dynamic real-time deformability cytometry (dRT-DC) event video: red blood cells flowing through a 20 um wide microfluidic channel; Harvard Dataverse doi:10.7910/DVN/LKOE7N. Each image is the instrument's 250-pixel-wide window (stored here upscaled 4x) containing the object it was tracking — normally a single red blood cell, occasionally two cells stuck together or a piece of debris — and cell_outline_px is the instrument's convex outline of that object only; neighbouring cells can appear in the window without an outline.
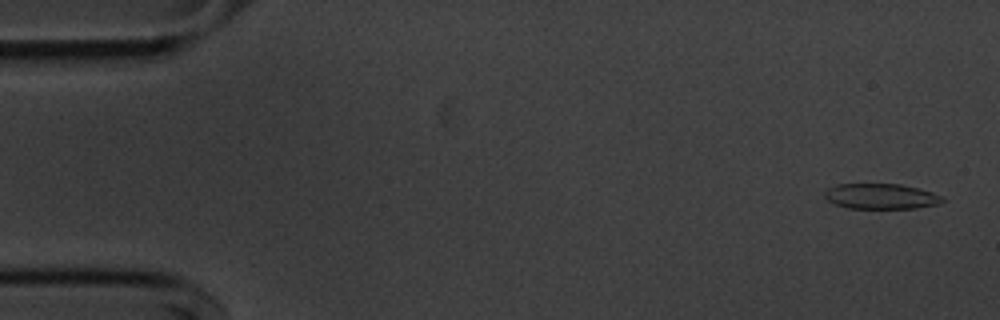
{"species": "common noctule bat (a hibernating species)", "species_latin": "Nyctalus noctula", "temperature_condition": "cold", "stored_images_in_passage": 54, "camera_frame_rate_fps": 3000, "um_per_image_px": 0.085, "animal": {"sex": "male", "body_mass_g": 20.1, "forearm_length_mm": 53.5}, "frame": {"image": 1, "passage_image": 2, "time_ms": 0.333, "image_size_px": [1000, 320], "cell_outline_px": [[944, 200], [940, 204], [916, 208], [848, 208], [836, 204], [828, 200], [824, 196], [824, 192], [828, 188], [836, 184], [900, 184], [932, 192], [940, 196]], "centroid_in_image_um": [74.86, 16.69], "position_along_channel_um": 10.1, "area_um2": 17.28}}
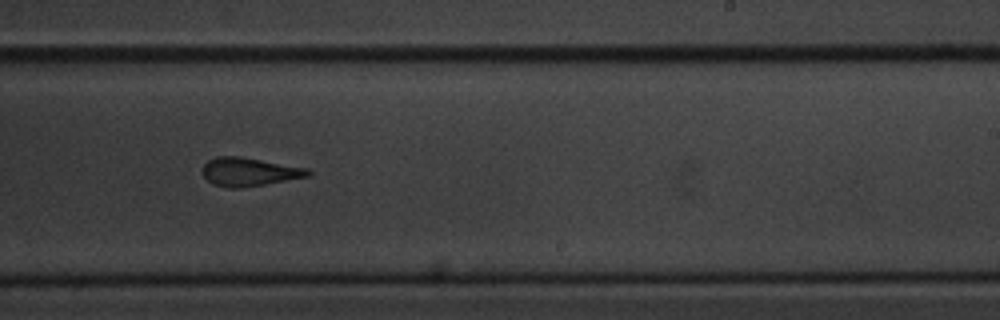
{"frame": {"image": 2, "passage_image": 33, "time_ms": 10.667, "image_size_px": [1000, 320], "cell_outline_px": [[312, 172], [308, 176], [264, 184], [240, 188], [228, 188], [212, 184], [200, 172], [200, 168], [208, 160], [216, 156], [240, 156], [308, 168]], "centroid_in_image_um": [21.12, 14.6], "position_along_channel_um": 267.9, "area_um2": 17.57}}
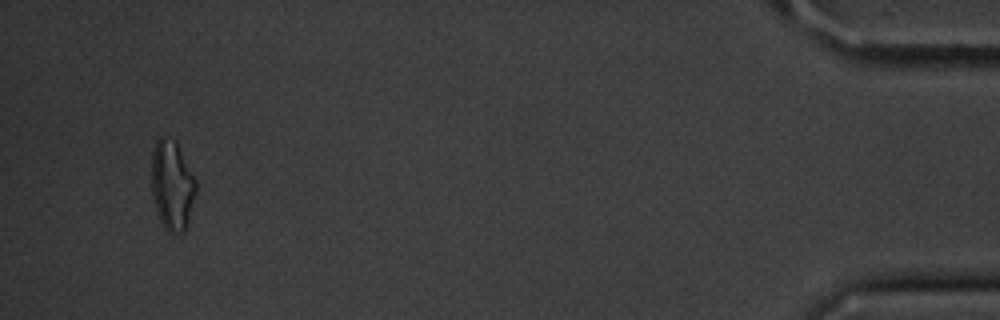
{"frame": {"image": 3, "passage_image": 52, "time_ms": 17.0, "image_size_px": [1000, 320], "cell_outline_px": [[196, 192], [188, 220], [184, 232], [172, 236], [164, 228], [160, 220], [152, 196], [152, 152], [156, 140], [160, 136], [164, 136], [176, 140], [196, 180]], "centroid_in_image_um": [14.63, 15.75], "position_along_channel_um": 420.6, "area_um2": 23.41}, "authors_computed_cell_mechanics": {"area_um2": 18.3226, "velocity_mm_per_s": 3.6347, "shape_relaxation_time_tau1_ms": 3.8068, "shape_relaxation_time_tau2_ms": 2.2057, "deformation_change_tau1": 0.1261, "deformation_change_tau2": 0.1014}}